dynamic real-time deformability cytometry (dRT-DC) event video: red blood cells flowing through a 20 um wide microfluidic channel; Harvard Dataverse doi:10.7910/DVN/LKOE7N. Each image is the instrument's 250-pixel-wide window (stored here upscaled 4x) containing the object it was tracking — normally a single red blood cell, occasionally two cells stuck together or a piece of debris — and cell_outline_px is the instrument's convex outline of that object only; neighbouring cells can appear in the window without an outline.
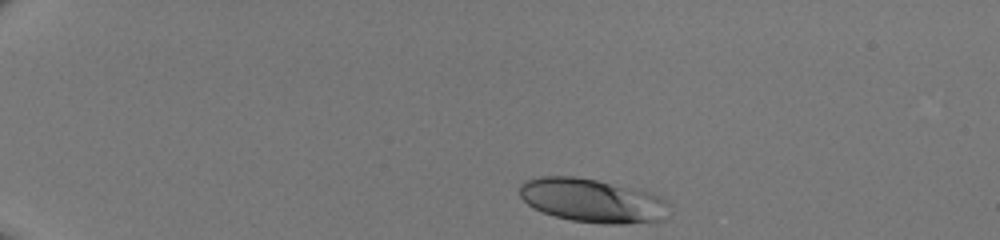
{"species": "human", "species_latin": "Homo sapiens", "temperature_condition": "room temperature", "stored_images_in_passage": 37, "camera_frame_rate_fps": 3000, "um_per_image_px": 0.085, "donor": {"sex": "male"}, "frame": {"image": 1, "passage_image": 1, "time_ms": 0.0, "image_size_px": [1000, 240], "cell_outline_px": [[668, 216], [664, 220], [624, 224], [604, 224], [572, 220], [556, 216], [544, 212], [528, 204], [520, 196], [520, 184], [524, 180], [540, 176], [576, 176], [596, 180], [632, 188], [648, 192], [660, 196], [668, 200]], "centroid_in_image_um": [50.38, 17.04], "position_along_channel_um": 34.6, "area_um2": 38.09}}
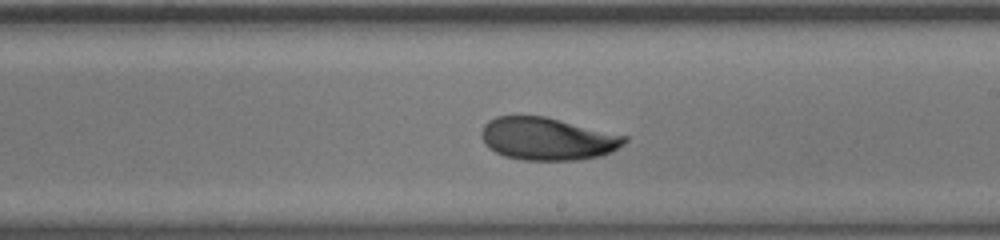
{"frame": {"image": 2, "passage_image": 22, "time_ms": 7.0, "image_size_px": [1000, 240], "cell_outline_px": [[628, 140], [624, 144], [612, 152], [600, 156], [576, 160], [524, 160], [504, 156], [488, 148], [484, 144], [480, 136], [480, 132], [484, 124], [488, 120], [496, 116], [544, 116], [628, 136]], "centroid_in_image_um": [46.51, 11.8], "position_along_channel_um": 242.5, "area_um2": 35.72}}
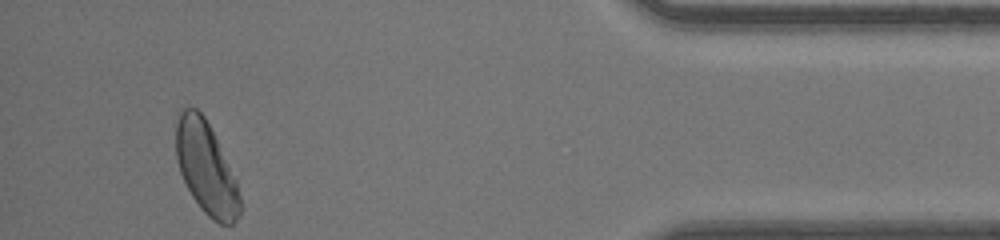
{"frame": {"image": 3, "passage_image": 37, "time_ms": 12.0, "image_size_px": [1000, 240], "cell_outline_px": [[240, 216], [232, 224], [220, 224], [212, 220], [200, 208], [192, 196], [180, 172], [176, 156], [176, 124], [180, 112], [184, 108], [196, 108], [204, 116], [236, 180], [240, 196]], "centroid_in_image_um": [17.51, 14.32], "position_along_channel_um": 417.7, "area_um2": 33.81}}